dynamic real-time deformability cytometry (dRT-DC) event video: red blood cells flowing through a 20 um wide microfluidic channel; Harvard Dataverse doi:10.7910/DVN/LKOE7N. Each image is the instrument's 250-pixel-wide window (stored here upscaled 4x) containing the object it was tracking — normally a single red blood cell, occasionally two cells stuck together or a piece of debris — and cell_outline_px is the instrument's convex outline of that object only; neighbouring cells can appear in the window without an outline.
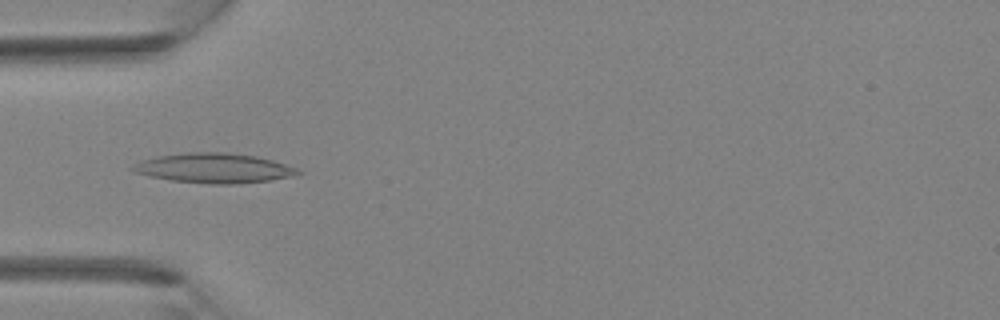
{"species": "Egyptian fruit bat (a non-hibernating species)", "species_latin": "Rousettus aegyptiacus", "temperature_condition": "room temperature", "stored_images_in_passage": 3, "camera_frame_rate_fps": 3000, "um_per_image_px": 0.085, "animal": {"sex": "female"}, "frame": {"image": 1, "passage_image": 3, "time_ms": 3.333, "image_size_px": [1000, 320], "cell_outline_px": [[304, 172], [296, 176], [272, 180], [236, 184], [212, 184], [172, 180], [152, 176], [136, 172], [128, 168], [140, 160], [156, 156], [188, 152], [228, 152], [256, 156], [272, 160], [296, 168]], "centroid_in_image_um": [18.22, 14.28], "position_along_channel_um": 66.8, "area_um2": 28.73}}